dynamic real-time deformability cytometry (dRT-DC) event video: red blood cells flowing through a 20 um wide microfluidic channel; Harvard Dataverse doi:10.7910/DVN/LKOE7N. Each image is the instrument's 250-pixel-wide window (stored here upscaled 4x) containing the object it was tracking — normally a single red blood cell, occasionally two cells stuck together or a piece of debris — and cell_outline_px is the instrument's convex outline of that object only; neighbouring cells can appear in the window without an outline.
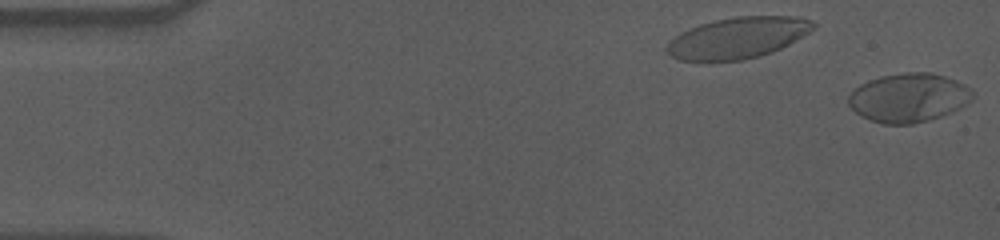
{"species": "human", "species_latin": "Homo sapiens", "temperature_condition": "cold", "stored_images_in_passage": 2, "segment_of_instrument_passage": [2, 2], "camera_frame_rate_fps": 3000, "um_per_image_px": 0.085, "donor": {"sex": "male"}, "frame": {"image": 1, "passage_image": 2, "time_ms": 0.333, "image_size_px": [1000, 240], "cell_outline_px": [[976, 96], [972, 100], [960, 108], [952, 112], [928, 120], [912, 124], [884, 124], [872, 120], [856, 112], [848, 104], [848, 96], [860, 84], [880, 76], [904, 72], [932, 72], [956, 80], [964, 84], [976, 92]], "centroid_in_image_um": [77.29, 8.29], "position_along_channel_um": 7.7, "area_um2": 35.43}}